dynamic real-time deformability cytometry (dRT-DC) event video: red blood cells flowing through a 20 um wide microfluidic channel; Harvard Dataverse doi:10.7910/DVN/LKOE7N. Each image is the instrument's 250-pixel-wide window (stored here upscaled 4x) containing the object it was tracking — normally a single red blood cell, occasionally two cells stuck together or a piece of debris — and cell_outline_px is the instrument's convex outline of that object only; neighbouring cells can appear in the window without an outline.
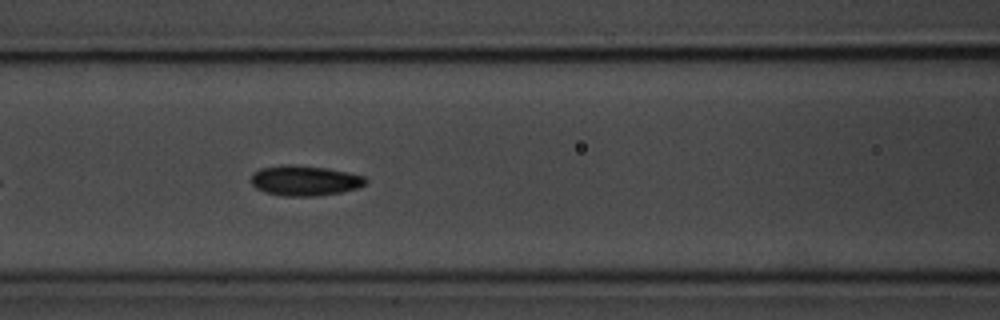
{"species": "common noctule bat (a hibernating species)", "species_latin": "Nyctalus noctula", "temperature_condition": "room temperature", "stored_images_in_passage": 43, "camera_frame_rate_fps": 3000, "um_per_image_px": 0.085, "animal": {"sex": "male", "body_mass_g": 20.1, "forearm_length_mm": 53.5}, "frame": {"image": 1, "passage_image": 10, "time_ms": 3.0, "image_size_px": [1000, 320], "cell_outline_px": [[368, 184], [356, 188], [340, 192], [316, 196], [284, 196], [264, 192], [256, 188], [252, 184], [252, 172], [260, 168], [288, 164], [328, 168], [348, 172], [364, 176], [368, 180]], "centroid_in_image_um": [25.91, 15.35], "position_along_channel_um": 140.7, "area_um2": 20.23}}
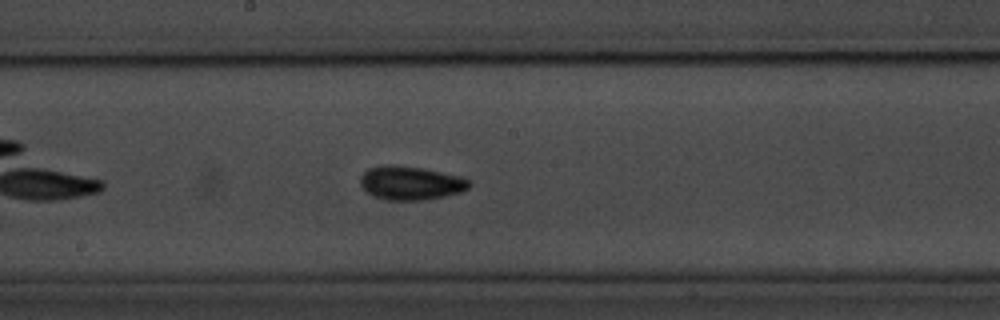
{"frame": {"image": 2, "passage_image": 16, "time_ms": 5.0, "image_size_px": [1000, 320], "cell_outline_px": [[472, 184], [468, 188], [460, 192], [444, 196], [420, 200], [388, 200], [376, 196], [368, 192], [360, 184], [360, 176], [368, 168], [384, 164], [396, 164], [424, 168], [460, 176], [468, 180]], "centroid_in_image_um": [34.9, 15.53], "position_along_channel_um": 213.3, "area_um2": 21.39}}
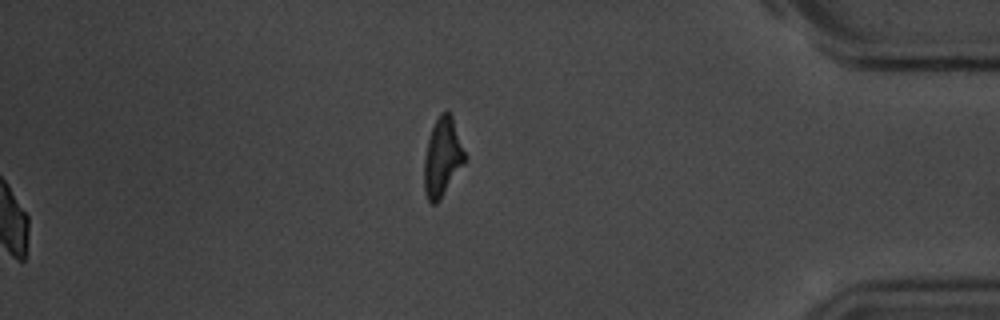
{"frame": {"image": 3, "passage_image": 43, "time_ms": 14.0, "image_size_px": [1000, 320], "cell_outline_px": [[468, 160], [440, 200], [436, 204], [432, 204], [428, 200], [424, 192], [424, 160], [428, 140], [432, 128], [440, 112], [448, 112], [452, 116], [468, 156]], "centroid_in_image_um": [37.65, 13.4], "position_along_channel_um": 397.6, "area_um2": 19.02}, "authors_computed_cell_mechanics": {"area_um2": 19.3052, "velocity_mm_per_s": 3.6321, "shape_relaxation_time_tau1_ms": 2.63, "shape_relaxation_time_tau2_ms": 3.2942, "deformation_change_tau1": 0.1087, "deformation_change_tau2": 0.075}}